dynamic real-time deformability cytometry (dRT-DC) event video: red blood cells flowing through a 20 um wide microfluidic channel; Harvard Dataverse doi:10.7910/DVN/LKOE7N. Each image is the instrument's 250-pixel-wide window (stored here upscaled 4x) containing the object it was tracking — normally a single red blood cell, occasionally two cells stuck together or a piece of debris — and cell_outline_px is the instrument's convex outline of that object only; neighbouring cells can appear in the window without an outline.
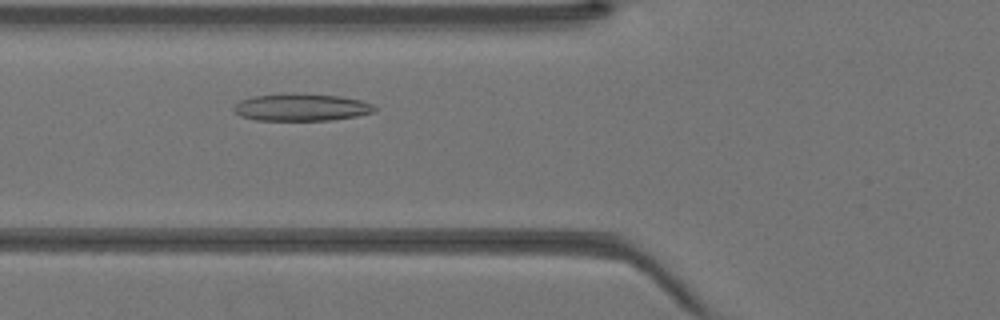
{"species": "Egyptian fruit bat (a non-hibernating species)", "species_latin": "Rousettus aegyptiacus", "temperature_condition": "warm", "stored_images_in_passage": 36, "camera_frame_rate_fps": 3000, "um_per_image_px": 0.085, "animal": {"sex": "female"}, "frame": {"image": 1, "passage_image": 9, "time_ms": 2.667, "image_size_px": [1000, 320], "cell_outline_px": [[376, 112], [356, 116], [332, 120], [256, 120], [240, 116], [232, 108], [240, 100], [252, 96], [340, 96], [360, 100], [372, 104], [376, 108]], "centroid_in_image_um": [25.64, 9.17], "position_along_channel_um": 100.2, "area_um2": 21.33}}
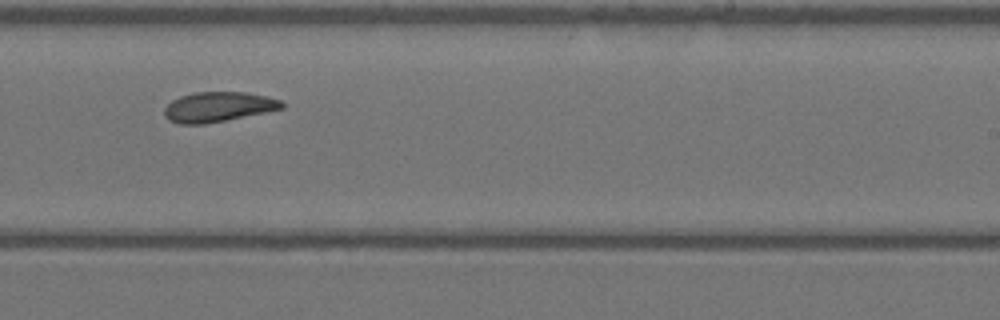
{"frame": {"image": 2, "passage_image": 20, "time_ms": 6.333, "image_size_px": [1000, 320], "cell_outline_px": [[284, 108], [204, 124], [180, 124], [168, 120], [164, 116], [164, 108], [172, 100], [180, 96], [196, 92], [248, 92], [268, 96], [280, 100], [284, 104]], "centroid_in_image_um": [18.52, 9.07], "position_along_channel_um": 270.5, "area_um2": 20.4}}
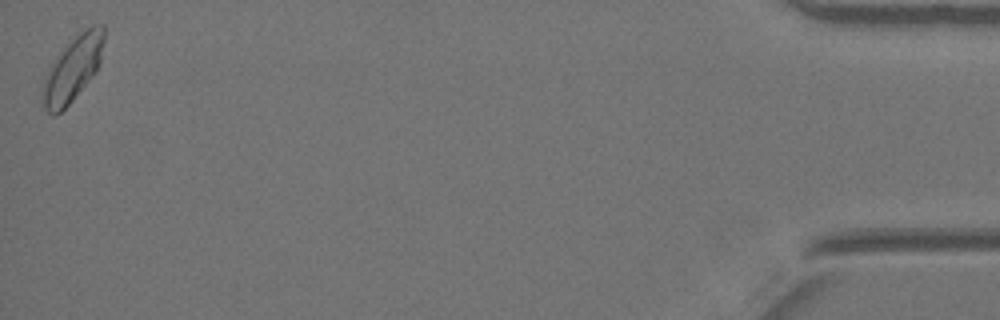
{"frame": {"image": 3, "passage_image": 36, "time_ms": 11.667, "image_size_px": [1000, 320], "cell_outline_px": [[104, 40], [100, 60], [96, 72], [72, 100], [56, 116], [52, 116], [40, 108], [40, 88], [44, 76], [48, 68], [64, 44], [80, 32], [92, 24], [104, 24]], "centroid_in_image_um": [6.1, 5.89], "position_along_channel_um": 429.1, "area_um2": 23.99}}